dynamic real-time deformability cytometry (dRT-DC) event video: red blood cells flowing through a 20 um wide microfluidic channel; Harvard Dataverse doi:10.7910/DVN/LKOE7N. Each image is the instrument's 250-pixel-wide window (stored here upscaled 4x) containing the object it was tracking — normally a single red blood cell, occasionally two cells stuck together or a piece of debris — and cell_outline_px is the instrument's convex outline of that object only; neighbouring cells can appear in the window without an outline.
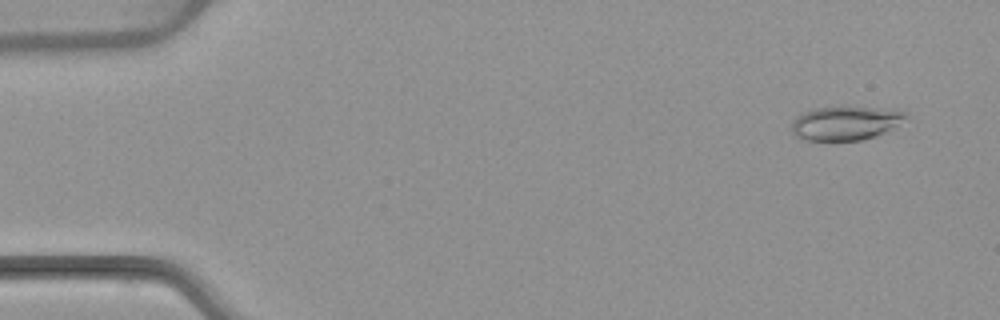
{"species": "common noctule bat (a hibernating species)", "species_latin": "Nyctalus noctula", "temperature_condition": "warm", "stored_images_in_passage": 5, "camera_frame_rate_fps": 3000, "um_per_image_px": 0.085, "animal": {"sex": "female", "body_mass_g": 22.7, "forearm_length_mm": 54.2}, "frame": {"image": 1, "passage_image": 1, "time_ms": 0.0, "image_size_px": [1000, 320], "cell_outline_px": [[908, 116], [892, 128], [876, 136], [860, 140], [808, 140], [796, 136], [792, 132], [792, 124], [796, 116], [804, 112], [816, 108], [840, 104], [900, 108], [908, 112]], "centroid_in_image_um": [71.94, 10.39], "position_along_channel_um": 13.1, "area_um2": 23.47}}
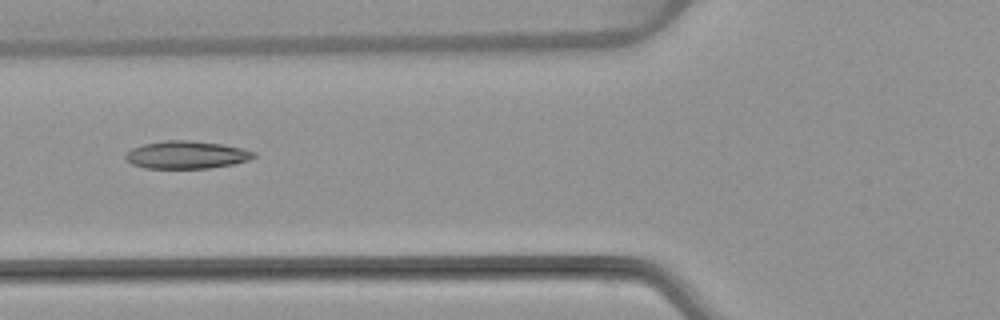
{"frame": {"image": 2, "passage_image": 5, "time_ms": 5.667, "image_size_px": [1000, 320], "cell_outline_px": [[256, 156], [248, 160], [232, 164], [208, 168], [144, 168], [132, 164], [124, 160], [124, 156], [132, 148], [144, 144], [164, 140], [188, 140], [220, 144], [244, 148], [256, 152]], "centroid_in_image_um": [15.84, 13.16], "position_along_channel_um": 110.0, "area_um2": 20.69}}